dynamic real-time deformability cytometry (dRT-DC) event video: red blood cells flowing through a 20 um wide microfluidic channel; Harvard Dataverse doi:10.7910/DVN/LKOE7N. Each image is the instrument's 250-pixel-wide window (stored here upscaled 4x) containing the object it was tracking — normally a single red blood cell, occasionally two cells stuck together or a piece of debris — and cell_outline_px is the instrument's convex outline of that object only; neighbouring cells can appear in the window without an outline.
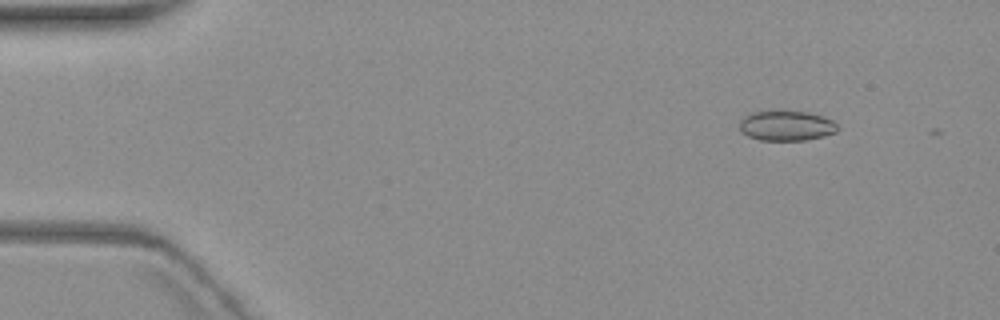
{"species": "common noctule bat (a hibernating species)", "species_latin": "Nyctalus noctula", "temperature_condition": "warm", "stored_images_in_passage": 4, "camera_frame_rate_fps": 3000, "um_per_image_px": 0.085, "animal": {"sex": "female", "body_mass_g": 19.3, "forearm_length_mm": 54.1}, "frame": {"image": 1, "passage_image": 1, "time_ms": 0.0, "image_size_px": [1000, 320], "cell_outline_px": [[836, 132], [824, 136], [804, 140], [760, 140], [748, 136], [740, 132], [740, 120], [744, 116], [752, 112], [780, 108], [808, 112], [824, 116], [832, 120], [836, 124]], "centroid_in_image_um": [66.8, 10.64], "position_along_channel_um": 18.2, "area_um2": 17.74}}
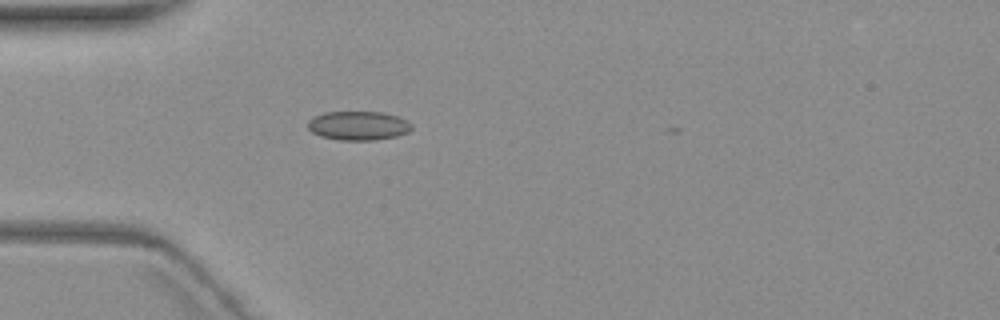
{"frame": {"image": 2, "passage_image": 4, "time_ms": 3.667, "image_size_px": [1000, 320], "cell_outline_px": [[412, 128], [408, 132], [396, 136], [372, 140], [340, 140], [320, 136], [312, 132], [308, 128], [308, 120], [324, 112], [380, 112], [396, 116], [412, 124]], "centroid_in_image_um": [30.43, 10.68], "position_along_channel_um": 54.6, "area_um2": 17.34}}